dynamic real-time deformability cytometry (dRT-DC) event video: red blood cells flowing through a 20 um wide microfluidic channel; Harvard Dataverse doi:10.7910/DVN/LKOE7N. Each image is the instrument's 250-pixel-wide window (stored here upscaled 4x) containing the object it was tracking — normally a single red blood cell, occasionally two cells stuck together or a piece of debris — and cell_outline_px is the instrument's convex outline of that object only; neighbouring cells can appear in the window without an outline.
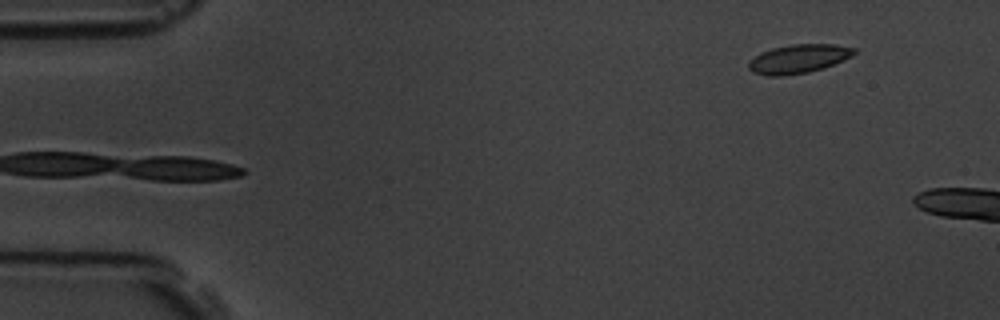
{"species": "common noctule bat (a hibernating species)", "species_latin": "Nyctalus noctula", "temperature_condition": "room temperature", "stored_images_in_passage": 6, "segment_of_instrument_passage": [2, 2], "camera_frame_rate_fps": 3000, "um_per_image_px": 0.085, "animal": {"sex": "male", "body_mass_g": 19.5, "forearm_length_mm": 54.6}, "frame": {"image": 1, "passage_image": 6, "time_ms": 6.0, "image_size_px": [1000, 320], "cell_outline_px": [[856, 52], [852, 56], [844, 60], [824, 68], [808, 72], [784, 76], [768, 76], [752, 72], [748, 68], [748, 64], [760, 52], [772, 48], [792, 44], [836, 44], [856, 48]], "centroid_in_image_um": [67.9, 5.0], "position_along_channel_um": 17.1, "area_um2": 17.8}}